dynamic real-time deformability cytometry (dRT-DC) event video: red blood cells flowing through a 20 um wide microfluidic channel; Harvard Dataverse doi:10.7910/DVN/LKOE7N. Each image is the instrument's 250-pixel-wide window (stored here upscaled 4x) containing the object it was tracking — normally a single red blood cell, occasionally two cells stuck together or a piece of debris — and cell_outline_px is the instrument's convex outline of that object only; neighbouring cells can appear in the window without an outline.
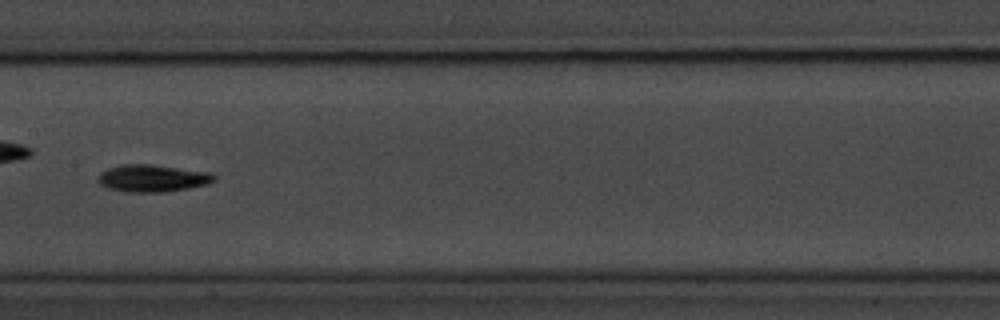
{"species": "common noctule bat (a hibernating species)", "species_latin": "Nyctalus noctula", "temperature_condition": "room temperature", "stored_images_in_passage": 13, "camera_frame_rate_fps": 3000, "um_per_image_px": 0.085, "animal": {"sex": "male", "body_mass_g": 20.1, "forearm_length_mm": 53.5}, "frame": {"image": 1, "passage_image": 6, "time_ms": 6.0, "image_size_px": [1000, 320], "cell_outline_px": [[216, 180], [208, 184], [188, 188], [164, 192], [124, 192], [108, 188], [100, 184], [96, 180], [100, 172], [108, 168], [124, 164], [152, 164], [212, 172], [216, 176]], "centroid_in_image_um": [12.97, 15.15], "position_along_channel_um": 194.4, "area_um2": 18.67}}
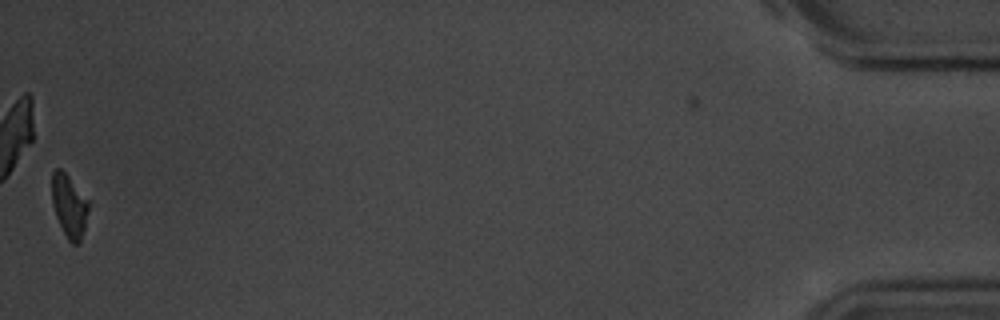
{"frame": {"image": 2, "passage_image": 13, "time_ms": 15.0, "image_size_px": [1000, 320], "cell_outline_px": [[88, 208], [84, 228], [80, 244], [72, 244], [68, 240], [56, 216], [52, 204], [52, 172], [56, 168], [60, 168], [68, 176], [88, 200]], "centroid_in_image_um": [5.87, 17.51], "position_along_channel_um": 429.3, "area_um2": 13.18}, "authors_computed_cell_mechanics": {"area_um2": 16.184, "velocity_mm_per_s": 3.6643, "shape_relaxation_time_tau1_ms": 1.6174, "shape_relaxation_time_tau2_ms": null, "deformation_change_tau1": 0.068, "deformation_change_tau2": null}}